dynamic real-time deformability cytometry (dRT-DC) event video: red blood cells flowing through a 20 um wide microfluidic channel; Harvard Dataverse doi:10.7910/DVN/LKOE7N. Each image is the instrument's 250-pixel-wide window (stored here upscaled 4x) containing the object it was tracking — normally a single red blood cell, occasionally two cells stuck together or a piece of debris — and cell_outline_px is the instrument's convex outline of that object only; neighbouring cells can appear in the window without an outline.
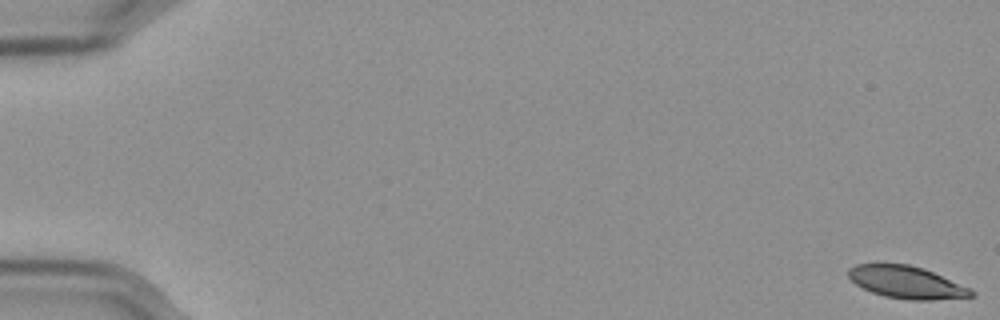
{"species": "Egyptian fruit bat (a non-hibernating species)", "species_latin": "Rousettus aegyptiacus", "temperature_condition": "cold", "stored_images_in_passage": 15, "camera_frame_rate_fps": 3000, "um_per_image_px": 0.085, "frame": {"image": 1, "passage_image": 1, "time_ms": 0.0, "image_size_px": [1000, 320], "cell_outline_px": [[976, 296], [932, 300], [912, 300], [884, 296], [872, 292], [856, 284], [848, 276], [848, 268], [856, 264], [908, 264], [924, 268], [972, 288], [976, 292]], "centroid_in_image_um": [77.11, 23.99], "position_along_channel_um": 7.9, "area_um2": 23.24}}